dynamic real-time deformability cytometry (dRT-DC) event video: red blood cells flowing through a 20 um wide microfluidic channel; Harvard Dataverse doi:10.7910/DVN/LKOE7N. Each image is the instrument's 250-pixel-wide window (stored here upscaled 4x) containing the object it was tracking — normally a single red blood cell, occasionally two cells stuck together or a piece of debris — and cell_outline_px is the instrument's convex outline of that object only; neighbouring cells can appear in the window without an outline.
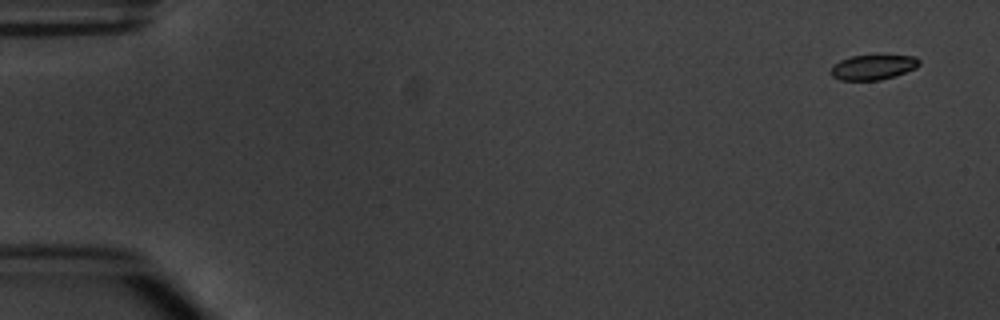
{"species": "common noctule bat (a hibernating species)", "species_latin": "Nyctalus noctula", "temperature_condition": "warm", "stored_images_in_passage": 5, "camera_frame_rate_fps": 3000, "um_per_image_px": 0.085, "animal": {"sex": "male", "body_mass_g": 20.1, "forearm_length_mm": 53.5}, "frame": {"image": 1, "passage_image": 1, "time_ms": 0.0, "image_size_px": [1000, 320], "cell_outline_px": [[920, 64], [916, 68], [896, 76], [880, 80], [840, 80], [832, 76], [828, 72], [832, 64], [840, 60], [852, 56], [916, 56], [920, 60]], "centroid_in_image_um": [74.18, 5.72], "position_along_channel_um": 10.8, "area_um2": 12.95}}
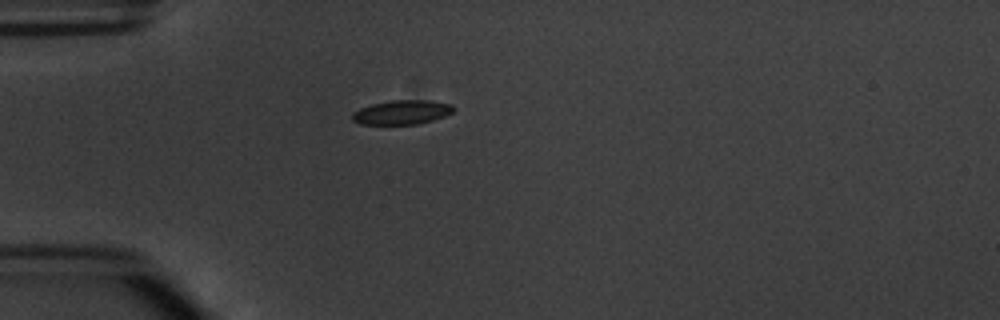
{"frame": {"image": 2, "passage_image": 5, "time_ms": 4.333, "image_size_px": [1000, 320], "cell_outline_px": [[456, 108], [452, 112], [444, 116], [432, 120], [416, 124], [360, 124], [352, 120], [352, 112], [360, 108], [372, 104], [392, 100], [428, 100], [452, 104]], "centroid_in_image_um": [34.16, 9.54], "position_along_channel_um": 50.8, "area_um2": 14.28}}